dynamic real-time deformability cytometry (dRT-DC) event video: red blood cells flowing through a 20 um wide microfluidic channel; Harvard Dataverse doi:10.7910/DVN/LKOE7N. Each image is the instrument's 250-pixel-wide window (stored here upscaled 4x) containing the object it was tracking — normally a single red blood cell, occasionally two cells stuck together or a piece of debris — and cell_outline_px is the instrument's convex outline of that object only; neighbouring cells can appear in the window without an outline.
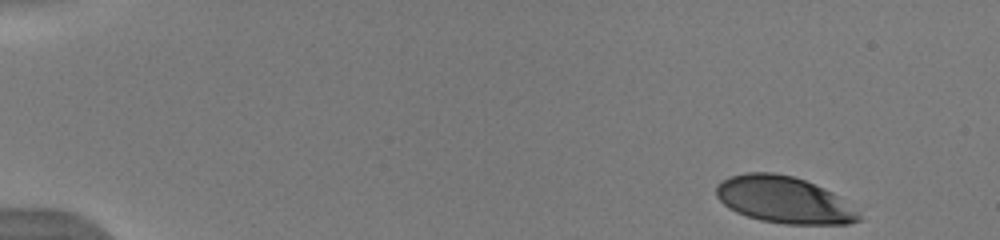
{"species": "human", "species_latin": "Homo sapiens", "temperature_condition": "warm", "stored_images_in_passage": 48, "camera_frame_rate_fps": 3000, "um_per_image_px": 0.085, "donor": {"sex": "male"}, "frame": {"image": 1, "passage_image": 1, "time_ms": 0.0, "image_size_px": [1000, 240], "cell_outline_px": [[860, 220], [848, 224], [784, 224], [760, 220], [736, 212], [728, 208], [716, 196], [716, 184], [728, 176], [744, 172], [772, 172], [792, 176], [804, 180], [824, 188], [832, 192], [856, 212], [860, 216]], "centroid_in_image_um": [66.56, 16.98], "position_along_channel_um": 18.4, "area_um2": 38.55}}
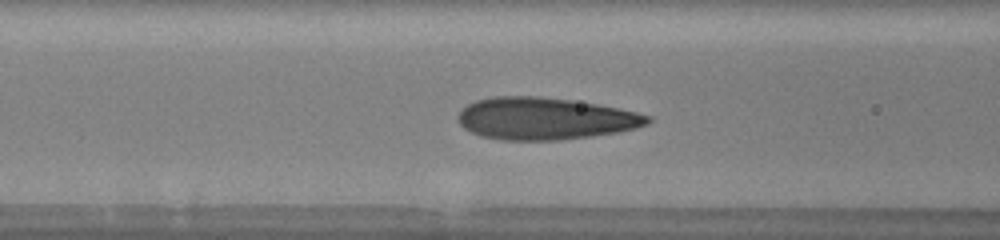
{"frame": {"image": 2, "passage_image": 19, "time_ms": 6.0, "image_size_px": [1000, 240], "cell_outline_px": [[652, 120], [648, 124], [636, 128], [616, 132], [560, 140], [500, 140], [480, 136], [464, 128], [460, 124], [456, 116], [468, 104], [476, 100], [492, 96], [540, 96], [572, 100], [596, 104], [636, 112], [652, 116]], "centroid_in_image_um": [46.3, 10.07], "position_along_channel_um": 120.3, "area_um2": 46.47}}
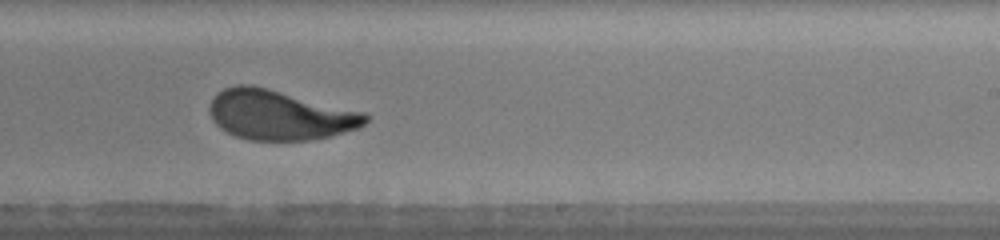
{"frame": {"image": 3, "passage_image": 30, "time_ms": 9.667, "image_size_px": [1000, 240], "cell_outline_px": [[368, 120], [360, 128], [332, 136], [308, 140], [248, 140], [236, 136], [220, 128], [212, 120], [208, 108], [216, 92], [224, 88], [236, 84], [252, 84], [364, 112], [368, 116]], "centroid_in_image_um": [23.75, 9.77], "position_along_channel_um": 265.3, "area_um2": 45.43}, "authors_computed_cell_mechanics": {"area_um2": 44.8528, "velocity_mm_per_s": 3.9545, "shape_relaxation_time_tau1_ms": 3.5335, "shape_relaxation_time_tau2_ms": null, "deformation_change_tau1": 0.1771, "deformation_change_tau2": null}}